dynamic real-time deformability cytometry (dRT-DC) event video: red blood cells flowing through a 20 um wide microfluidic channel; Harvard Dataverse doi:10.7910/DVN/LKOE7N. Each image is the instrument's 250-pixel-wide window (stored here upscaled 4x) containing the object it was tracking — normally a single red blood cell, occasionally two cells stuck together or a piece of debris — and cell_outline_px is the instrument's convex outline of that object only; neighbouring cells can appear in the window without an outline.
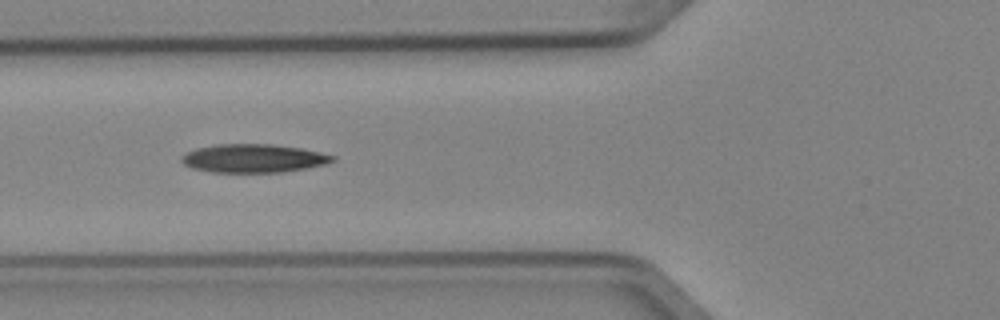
{"species": "Egyptian fruit bat (a non-hibernating species)", "species_latin": "Rousettus aegyptiacus", "temperature_condition": "cold", "stored_images_in_passage": 7, "camera_frame_rate_fps": 3000, "um_per_image_px": 0.085, "animal": {"sex": "female"}, "frame": {"image": 1, "passage_image": 5, "time_ms": 1.333, "image_size_px": [1000, 320], "cell_outline_px": [[336, 160], [324, 164], [308, 168], [280, 172], [212, 172], [192, 168], [184, 164], [180, 160], [180, 156], [196, 148], [216, 144], [272, 144], [300, 148], [320, 152], [336, 156]], "centroid_in_image_um": [21.54, 13.45], "position_along_channel_um": 104.3, "area_um2": 25.03}}
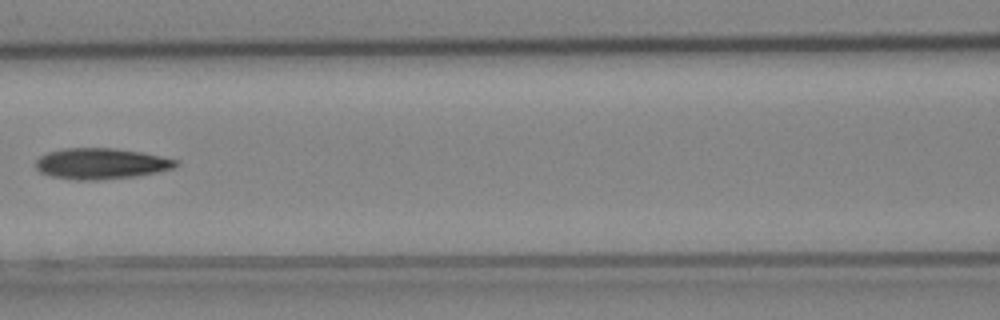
{"frame": {"image": 2, "passage_image": 6, "time_ms": 1.667, "image_size_px": [1000, 320], "cell_outline_px": [[180, 164], [172, 168], [156, 172], [136, 176], [100, 180], [76, 180], [52, 176], [40, 172], [36, 168], [36, 160], [40, 156], [48, 152], [64, 148], [112, 148], [140, 152], [180, 160]], "centroid_in_image_um": [8.59, 13.91], "position_along_channel_um": 158.0, "area_um2": 25.2}}